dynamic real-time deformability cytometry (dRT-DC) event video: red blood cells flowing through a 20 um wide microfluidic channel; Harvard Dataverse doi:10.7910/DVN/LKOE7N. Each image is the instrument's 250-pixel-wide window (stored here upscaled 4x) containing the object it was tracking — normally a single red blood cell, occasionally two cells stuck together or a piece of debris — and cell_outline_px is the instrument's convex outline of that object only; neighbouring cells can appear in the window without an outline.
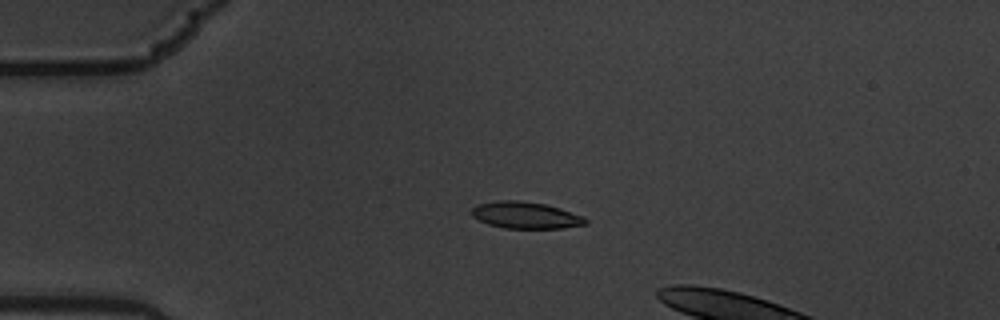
{"species": "common noctule bat (a hibernating species)", "species_latin": "Nyctalus noctula", "temperature_condition": "warm", "stored_images_in_passage": 6, "segment_of_instrument_passage": [1, 2], "camera_frame_rate_fps": 3000, "um_per_image_px": 0.085, "animal": {"sex": "male", "body_mass_g": 19.5, "forearm_length_mm": 54.6}, "frame": {"image": 1, "passage_image": 4, "time_ms": 1.0, "image_size_px": [1000, 320], "cell_outline_px": [[588, 224], [564, 228], [504, 228], [488, 224], [472, 216], [472, 208], [476, 204], [500, 200], [516, 200], [544, 204], [560, 208], [584, 216], [588, 220]], "centroid_in_image_um": [44.7, 18.29], "position_along_channel_um": 40.3, "area_um2": 17.74}}